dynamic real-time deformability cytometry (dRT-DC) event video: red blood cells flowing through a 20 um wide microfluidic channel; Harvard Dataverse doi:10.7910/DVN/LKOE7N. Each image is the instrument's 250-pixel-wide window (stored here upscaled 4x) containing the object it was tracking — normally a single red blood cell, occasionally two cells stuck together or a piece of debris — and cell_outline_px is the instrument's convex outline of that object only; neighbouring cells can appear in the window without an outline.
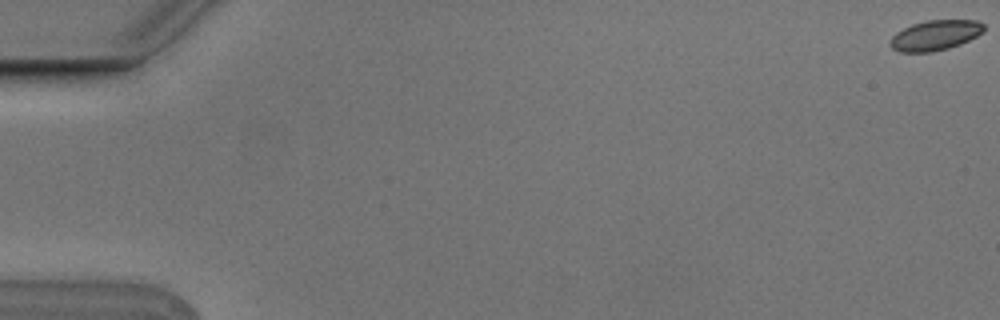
{"species": "Egyptian fruit bat (a non-hibernating species)", "species_latin": "Rousettus aegyptiacus", "temperature_condition": "cold", "stored_images_in_passage": 6, "camera_frame_rate_fps": 3000, "um_per_image_px": 0.085, "animal": {"sex": "male"}, "frame": {"image": 1, "passage_image": 1, "time_ms": 0.0, "image_size_px": [1000, 320], "cell_outline_px": [[984, 32], [960, 44], [948, 48], [932, 52], [900, 52], [892, 48], [888, 44], [892, 36], [896, 32], [912, 24], [928, 20], [976, 20], [984, 24]], "centroid_in_image_um": [79.48, 3.0], "position_along_channel_um": 5.5, "area_um2": 16.47}}
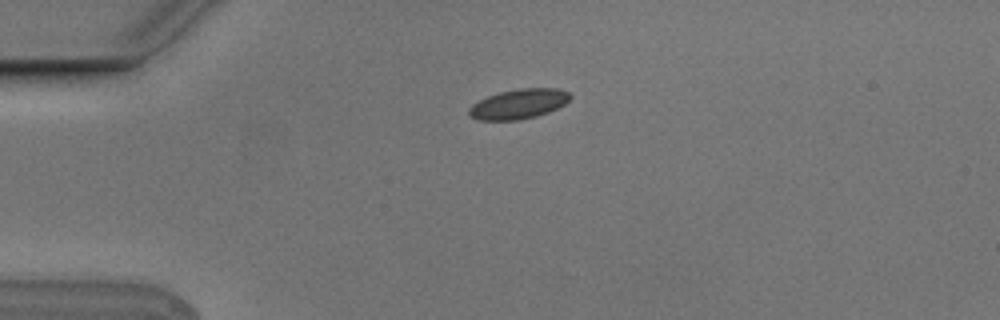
{"frame": {"image": 2, "passage_image": 5, "time_ms": 1.333, "image_size_px": [1000, 320], "cell_outline_px": [[572, 96], [564, 104], [548, 112], [536, 116], [516, 120], [476, 120], [468, 116], [468, 108], [472, 104], [488, 96], [500, 92], [520, 88], [556, 88], [568, 92]], "centroid_in_image_um": [44.05, 8.84], "position_along_channel_um": 41.0, "area_um2": 17.51}}